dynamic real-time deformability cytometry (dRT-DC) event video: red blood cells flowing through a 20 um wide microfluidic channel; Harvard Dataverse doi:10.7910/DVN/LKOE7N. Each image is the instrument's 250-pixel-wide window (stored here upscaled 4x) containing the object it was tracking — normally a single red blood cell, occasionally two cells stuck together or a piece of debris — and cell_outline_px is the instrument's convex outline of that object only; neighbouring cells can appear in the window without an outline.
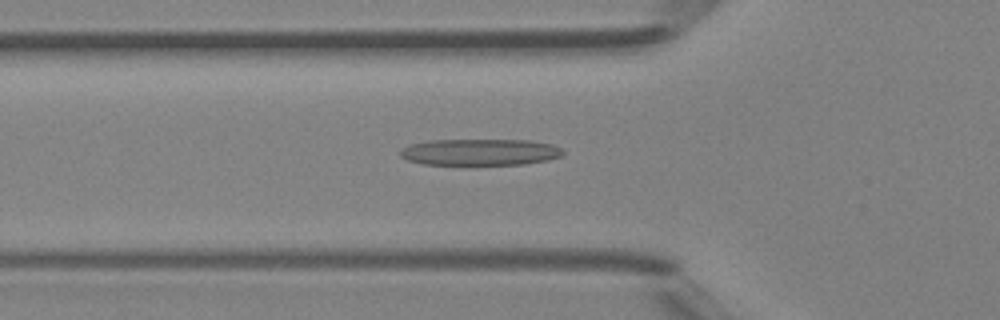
{"species": "Egyptian fruit bat (a non-hibernating species)", "species_latin": "Rousettus aegyptiacus", "temperature_condition": "room temperature", "stored_images_in_passage": 49, "segment_of_instrument_passage": [1, 2], "camera_frame_rate_fps": 3000, "um_per_image_px": 0.085, "animal": {"sex": "female"}, "frame": {"image": 1, "passage_image": 17, "time_ms": 5.333, "image_size_px": [1000, 320], "cell_outline_px": [[564, 152], [560, 156], [548, 160], [524, 164], [424, 164], [408, 160], [400, 156], [400, 148], [408, 144], [428, 140], [528, 140], [552, 144], [560, 148]], "centroid_in_image_um": [40.76, 12.92], "position_along_channel_um": 85.0, "area_um2": 25.09}}
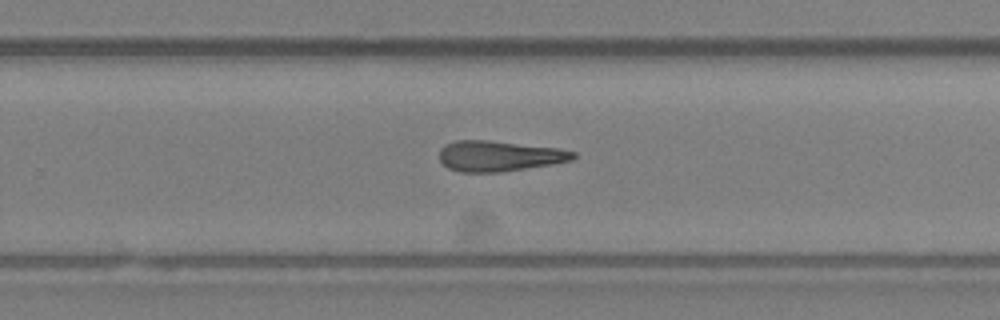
{"frame": {"image": 2, "passage_image": 31, "time_ms": 10.0, "image_size_px": [1000, 320], "cell_outline_px": [[576, 156], [572, 160], [552, 164], [500, 172], [460, 172], [448, 168], [440, 160], [440, 148], [444, 144], [456, 140], [488, 140], [560, 148], [576, 152]], "centroid_in_image_um": [42.42, 13.25], "position_along_channel_um": 287.4, "area_um2": 23.87}}
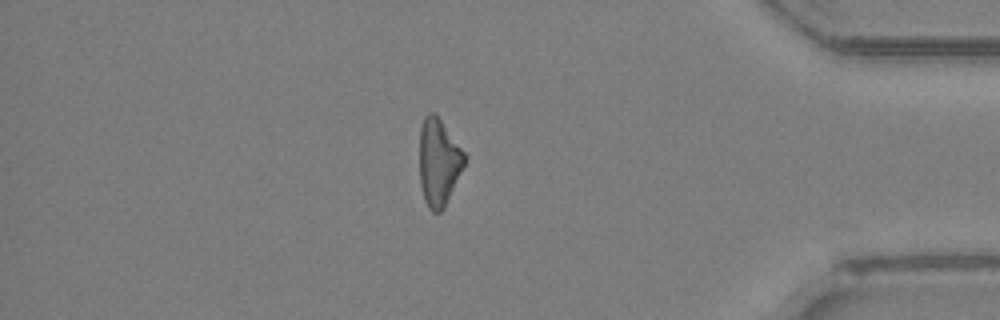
{"frame": {"image": 3, "passage_image": 41, "time_ms": 13.333, "image_size_px": [1000, 320], "cell_outline_px": [[468, 156], [444, 208], [440, 212], [432, 212], [428, 208], [424, 200], [420, 184], [420, 128], [424, 116], [428, 112], [432, 112], [440, 120]], "centroid_in_image_um": [37.28, 13.8], "position_along_channel_um": 397.9, "area_um2": 22.72}}